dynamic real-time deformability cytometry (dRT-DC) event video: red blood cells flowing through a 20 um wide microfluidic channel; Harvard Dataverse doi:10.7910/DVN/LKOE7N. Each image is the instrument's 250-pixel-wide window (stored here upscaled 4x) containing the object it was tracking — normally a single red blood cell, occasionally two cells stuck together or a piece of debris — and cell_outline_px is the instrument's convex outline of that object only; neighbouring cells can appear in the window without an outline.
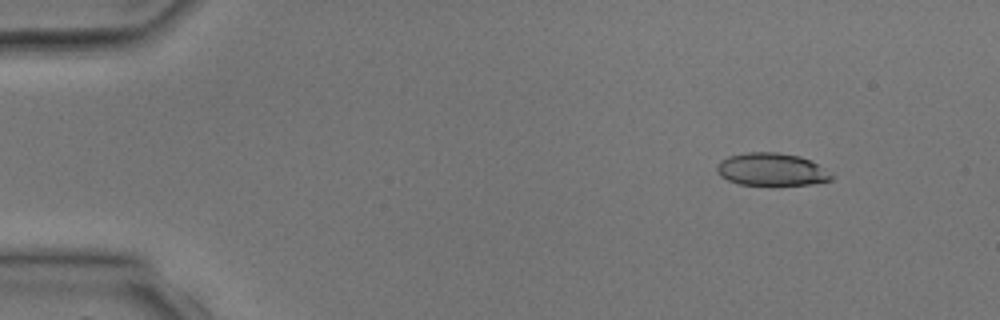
{"species": "common noctule bat (a hibernating species)", "species_latin": "Nyctalus noctula", "temperature_condition": "room temperature", "stored_images_in_passage": 5, "camera_frame_rate_fps": 3000, "um_per_image_px": 0.085, "animal": {"sex": "male", "body_mass_g": 17.9, "forearm_length_mm": 54.2}, "frame": {"image": 1, "passage_image": 2, "time_ms": 1.333, "image_size_px": [1000, 320], "cell_outline_px": [[832, 180], [808, 184], [768, 188], [740, 184], [728, 180], [720, 176], [716, 172], [716, 168], [720, 160], [728, 156], [748, 152], [776, 152], [800, 156], [816, 164], [832, 176]], "centroid_in_image_um": [65.51, 14.45], "position_along_channel_um": 19.5, "area_um2": 22.31}}
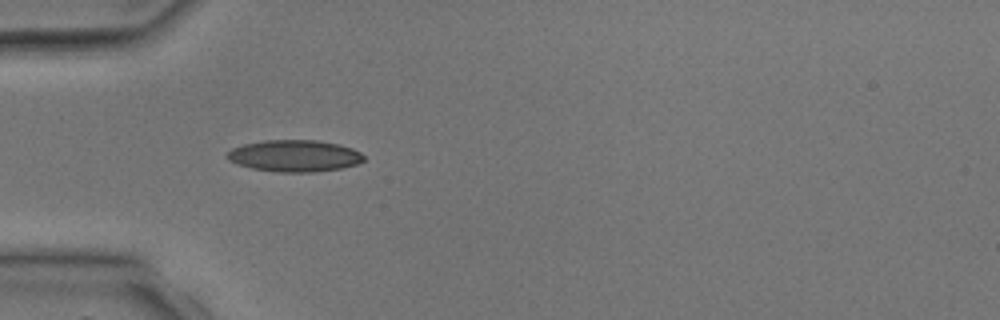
{"frame": {"image": 2, "passage_image": 4, "time_ms": 4.0, "image_size_px": [1000, 320], "cell_outline_px": [[364, 160], [356, 164], [340, 168], [312, 172], [280, 172], [252, 168], [236, 164], [228, 160], [224, 156], [232, 148], [244, 144], [264, 140], [316, 140], [340, 144], [352, 148], [360, 152], [364, 156]], "centroid_in_image_um": [25.01, 13.24], "position_along_channel_um": 60.0, "area_um2": 25.26}}